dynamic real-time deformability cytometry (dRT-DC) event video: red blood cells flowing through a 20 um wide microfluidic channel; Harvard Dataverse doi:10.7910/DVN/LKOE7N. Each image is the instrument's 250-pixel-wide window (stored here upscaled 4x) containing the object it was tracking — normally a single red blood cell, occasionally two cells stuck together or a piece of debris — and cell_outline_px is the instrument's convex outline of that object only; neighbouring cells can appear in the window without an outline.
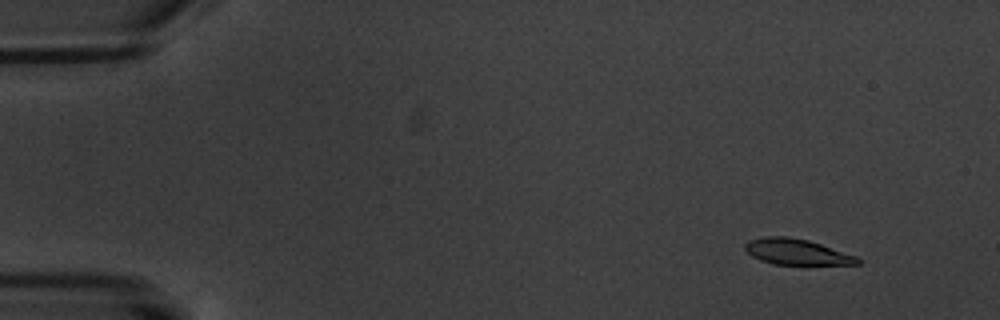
{"species": "common noctule bat (a hibernating species)", "species_latin": "Nyctalus noctula", "temperature_condition": "warm", "stored_images_in_passage": 7, "camera_frame_rate_fps": 3000, "um_per_image_px": 0.085, "animal": {"sex": "male", "body_mass_g": 20.1, "forearm_length_mm": 53.5}, "frame": {"image": 1, "passage_image": 2, "time_ms": 1.0, "image_size_px": [1000, 320], "cell_outline_px": [[860, 264], [772, 264], [760, 260], [752, 256], [744, 248], [744, 244], [748, 240], [764, 236], [788, 236], [808, 240], [856, 256], [860, 260]], "centroid_in_image_um": [67.66, 21.39], "position_along_channel_um": 17.3, "area_um2": 16.76}}